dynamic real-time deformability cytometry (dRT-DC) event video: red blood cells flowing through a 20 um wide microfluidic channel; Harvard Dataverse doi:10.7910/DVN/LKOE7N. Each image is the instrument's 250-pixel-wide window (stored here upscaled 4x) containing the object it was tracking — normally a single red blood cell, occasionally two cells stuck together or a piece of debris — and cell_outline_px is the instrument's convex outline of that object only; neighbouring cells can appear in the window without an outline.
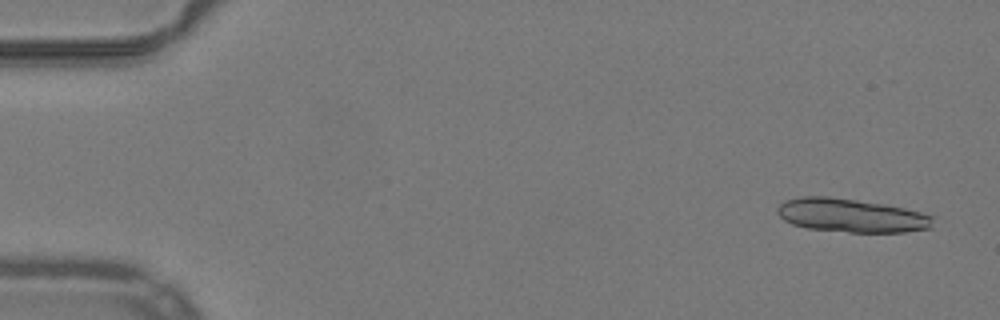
{"species": "common noctule bat (a hibernating species)", "species_latin": "Nyctalus noctula", "temperature_condition": "warm", "stored_images_in_passage": 10, "camera_frame_rate_fps": 3000, "um_per_image_px": 0.085, "animal": {"sex": "male", "body_mass_g": 19.2, "forearm_length_mm": 51.8}, "frame": {"image": 1, "passage_image": 3, "time_ms": 0.667, "image_size_px": [1000, 320], "cell_outline_px": [[936, 216], [932, 228], [904, 232], [848, 232], [808, 228], [792, 224], [784, 220], [776, 212], [776, 208], [784, 200], [800, 196], [828, 196], [884, 204], [904, 208]], "centroid_in_image_um": [72.37, 18.31], "position_along_channel_um": 12.6, "area_um2": 30.69}}